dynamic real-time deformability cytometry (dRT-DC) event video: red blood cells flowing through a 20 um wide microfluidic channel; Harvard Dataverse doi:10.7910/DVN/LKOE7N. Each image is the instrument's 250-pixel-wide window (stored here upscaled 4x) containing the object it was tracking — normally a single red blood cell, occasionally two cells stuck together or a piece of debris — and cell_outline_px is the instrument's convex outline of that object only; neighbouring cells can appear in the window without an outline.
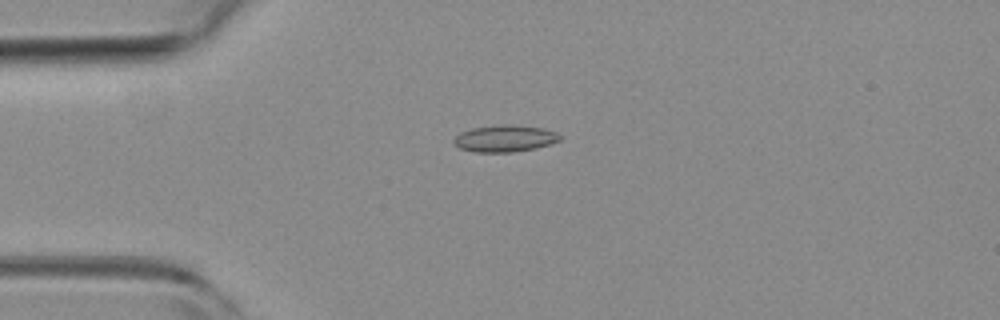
{"species": "common noctule bat (a hibernating species)", "species_latin": "Nyctalus noctula", "temperature_condition": "room temperature", "stored_images_in_passage": 1, "camera_frame_rate_fps": 3000, "um_per_image_px": 0.085, "animal": {"sex": "female", "body_mass_g": 19.3, "forearm_length_mm": 54.1}, "frame": {"image": 1, "passage_image": 1, "time_ms": 0.0, "image_size_px": [1000, 320], "cell_outline_px": [[560, 140], [552, 144], [536, 148], [512, 152], [476, 152], [460, 148], [452, 144], [452, 140], [460, 132], [472, 128], [500, 124], [504, 124], [544, 128], [556, 132], [560, 136]], "centroid_in_image_um": [42.89, 11.77], "position_along_channel_um": 42.1, "area_um2": 16.65}}